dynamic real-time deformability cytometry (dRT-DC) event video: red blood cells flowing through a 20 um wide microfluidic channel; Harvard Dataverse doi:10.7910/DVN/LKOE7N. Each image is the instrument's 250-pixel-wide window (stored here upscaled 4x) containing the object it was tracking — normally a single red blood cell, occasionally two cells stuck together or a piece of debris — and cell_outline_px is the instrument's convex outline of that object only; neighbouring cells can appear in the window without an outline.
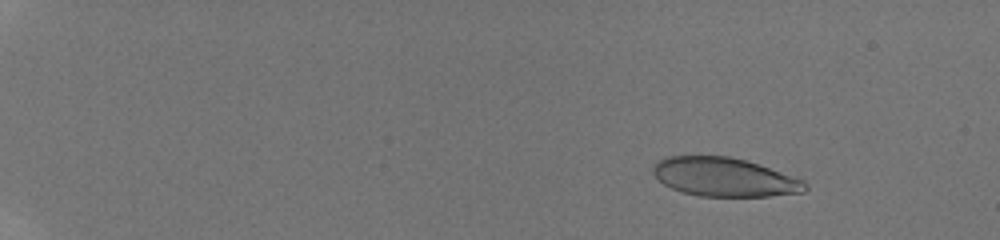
{"species": "human", "species_latin": "Homo sapiens", "temperature_condition": "room temperature", "stored_images_in_passage": 73, "camera_frame_rate_fps": 3000, "um_per_image_px": 0.085, "donor": {"sex": "male"}, "frame": {"image": 1, "passage_image": 3, "time_ms": 0.333, "image_size_px": [1000, 240], "cell_outline_px": [[808, 188], [804, 192], [768, 196], [700, 196], [684, 192], [672, 188], [664, 184], [652, 172], [652, 164], [664, 156], [728, 156], [744, 160], [804, 180], [808, 184]], "centroid_in_image_um": [61.54, 15.05], "position_along_channel_um": 23.5, "area_um2": 34.1}}
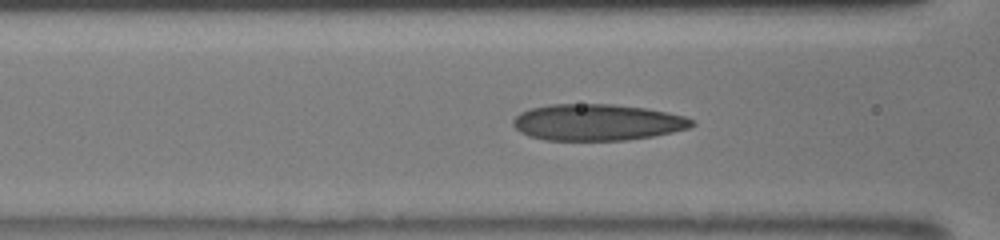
{"frame": {"image": 2, "passage_image": 37, "time_ms": 6.333, "image_size_px": [1000, 240], "cell_outline_px": [[696, 124], [688, 128], [672, 132], [652, 136], [628, 140], [544, 140], [528, 136], [520, 132], [512, 124], [512, 120], [520, 112], [532, 108], [552, 104], [612, 104], [644, 108], [668, 112], [684, 116], [692, 120]], "centroid_in_image_um": [50.74, 10.4], "position_along_channel_um": 115.9, "area_um2": 37.92}}
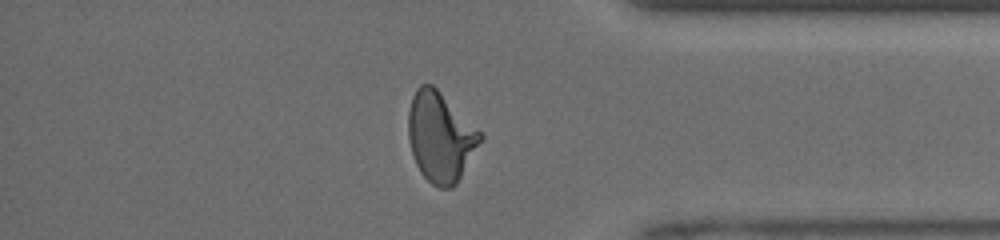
{"frame": {"image": 3, "passage_image": 65, "time_ms": 13.333, "image_size_px": [1000, 240], "cell_outline_px": [[484, 136], [456, 184], [452, 188], [440, 188], [432, 184], [420, 172], [416, 164], [412, 152], [408, 136], [408, 112], [412, 96], [416, 88], [420, 84], [432, 84]], "centroid_in_image_um": [37.4, 11.65], "position_along_channel_um": 397.8, "area_um2": 37.05}, "authors_computed_cell_mechanics": {"area_um2": 36.3562, "velocity_mm_per_s": 4.1506, "shape_relaxation_time_tau1_ms": 9.9812, "shape_relaxation_time_tau2_ms": 1.0305, "deformation_change_tau1": 0.3082, "deformation_change_tau2": 0.0775}}